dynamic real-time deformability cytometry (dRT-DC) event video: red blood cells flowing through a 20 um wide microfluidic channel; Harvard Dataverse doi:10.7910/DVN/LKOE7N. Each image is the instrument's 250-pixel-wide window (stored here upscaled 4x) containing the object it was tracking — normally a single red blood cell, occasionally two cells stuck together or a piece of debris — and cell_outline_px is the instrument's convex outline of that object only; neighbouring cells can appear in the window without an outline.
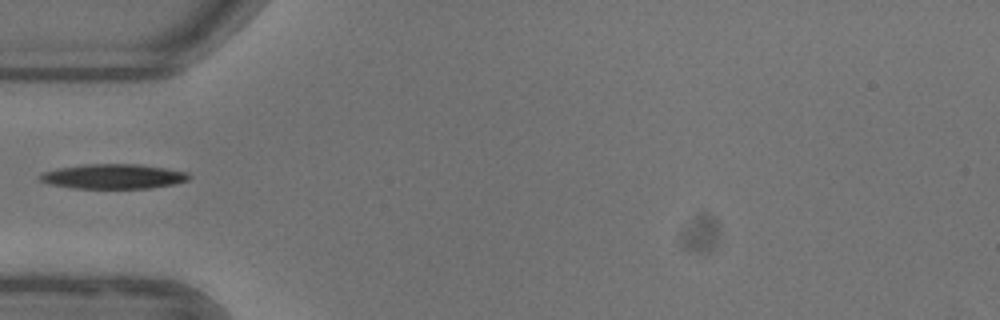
{"species": "common noctule bat (a hibernating species)", "species_latin": "Nyctalus noctula", "temperature_condition": "warm", "stored_images_in_passage": 36, "camera_frame_rate_fps": 3000, "um_per_image_px": 0.085, "animal": {"sex": "female"}, "frame": {"image": 1, "passage_image": 1, "time_ms": 0.0, "image_size_px": [1000, 320], "cell_outline_px": [[192, 176], [188, 180], [176, 184], [148, 188], [72, 188], [52, 184], [40, 180], [40, 176], [44, 172], [56, 168], [84, 164], [140, 164], [188, 172]], "centroid_in_image_um": [9.68, 14.99], "position_along_channel_um": 75.3, "area_um2": 21.44}}
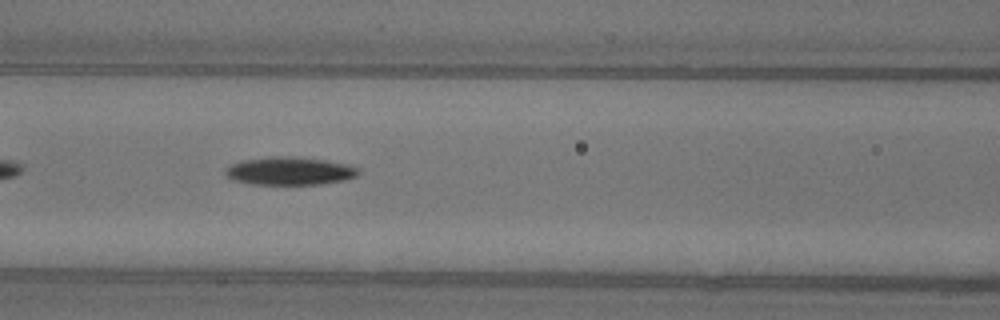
{"frame": {"image": 2, "passage_image": 6, "time_ms": 1.667, "image_size_px": [1000, 320], "cell_outline_px": [[360, 172], [356, 176], [344, 180], [320, 184], [248, 184], [232, 180], [224, 172], [224, 168], [228, 164], [240, 160], [268, 156], [292, 156], [324, 160], [348, 164], [356, 168]], "centroid_in_image_um": [24.53, 14.52], "position_along_channel_um": 142.1, "area_um2": 21.96}}